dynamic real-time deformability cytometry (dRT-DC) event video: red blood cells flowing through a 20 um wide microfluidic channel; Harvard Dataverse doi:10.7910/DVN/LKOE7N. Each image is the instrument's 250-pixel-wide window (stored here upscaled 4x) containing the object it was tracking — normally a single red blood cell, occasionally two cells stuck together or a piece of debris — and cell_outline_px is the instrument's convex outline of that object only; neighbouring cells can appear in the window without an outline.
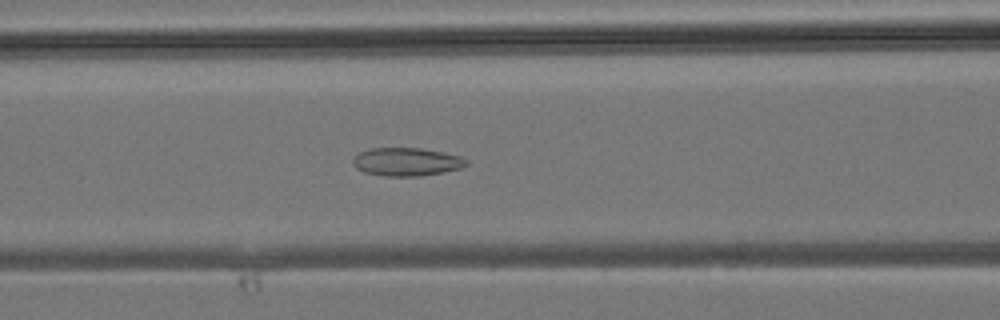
{"species": "common noctule bat (a hibernating species)", "species_latin": "Nyctalus noctula", "temperature_condition": "room temperature", "stored_images_in_passage": 38, "camera_frame_rate_fps": 3000, "um_per_image_px": 0.085, "animal": {"sex": "male", "body_mass_g": 19.2, "forearm_length_mm": 51.8}, "frame": {"image": 1, "passage_image": 16, "time_ms": 5.0, "image_size_px": [1000, 320], "cell_outline_px": [[468, 164], [460, 168], [444, 172], [420, 176], [384, 176], [364, 172], [356, 168], [352, 164], [352, 160], [360, 152], [368, 148], [420, 148], [460, 156], [468, 160]], "centroid_in_image_um": [34.54, 13.76], "position_along_channel_um": 132.1, "area_um2": 18.61}}
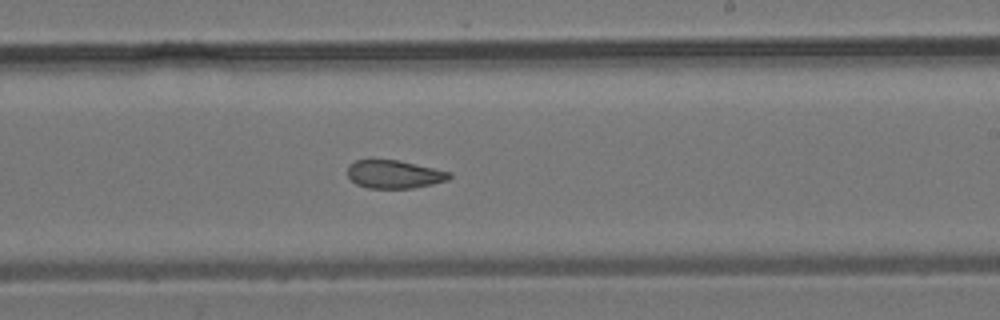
{"frame": {"image": 2, "passage_image": 23, "time_ms": 7.333, "image_size_px": [1000, 320], "cell_outline_px": [[452, 176], [448, 180], [432, 184], [412, 188], [368, 188], [356, 184], [348, 176], [348, 164], [356, 160], [400, 160], [452, 172]], "centroid_in_image_um": [33.53, 14.81], "position_along_channel_um": 255.5, "area_um2": 16.76}}
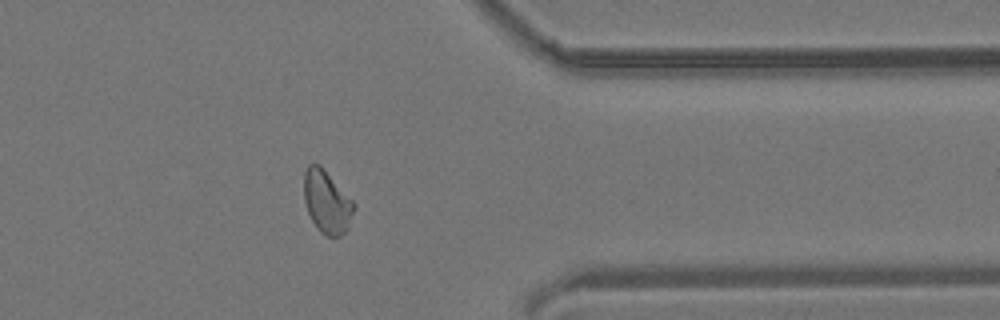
{"frame": {"image": 3, "passage_image": 31, "time_ms": 10.0, "image_size_px": [1000, 320], "cell_outline_px": [[356, 204], [348, 228], [340, 236], [328, 236], [320, 232], [316, 228], [308, 212], [304, 200], [304, 172], [308, 164], [320, 164]], "centroid_in_image_um": [27.78, 17.15], "position_along_channel_um": 383.6, "area_um2": 18.26}}